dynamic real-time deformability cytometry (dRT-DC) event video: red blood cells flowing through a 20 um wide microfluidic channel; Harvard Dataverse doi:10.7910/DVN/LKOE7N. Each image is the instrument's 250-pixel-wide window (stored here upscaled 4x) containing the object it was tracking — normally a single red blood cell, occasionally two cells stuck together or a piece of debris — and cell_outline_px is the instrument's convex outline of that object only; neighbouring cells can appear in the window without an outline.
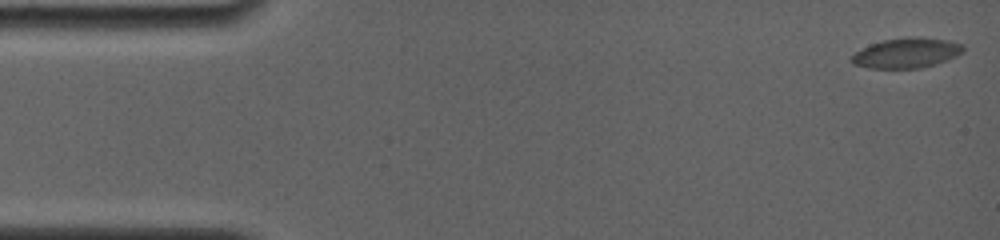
{"species": "common noctule bat (a hibernating species)", "species_latin": "Nyctalus noctula", "temperature_condition": "room temperature", "stored_images_in_passage": 8, "camera_frame_rate_fps": 4000, "um_per_image_px": 0.085, "animal": {"sex": "female", "body_mass_g": 19.0, "forearm_length_mm": 56.7}, "frame": {"image": 1, "passage_image": 1, "time_ms": 0.0, "image_size_px": [1000, 240], "cell_outline_px": [[964, 52], [944, 60], [932, 64], [916, 68], [868, 68], [852, 64], [848, 60], [856, 52], [872, 44], [884, 40], [904, 36], [920, 36], [948, 40], [964, 44]], "centroid_in_image_um": [77.04, 4.48], "position_along_channel_um": 8.0, "area_um2": 19.48}}